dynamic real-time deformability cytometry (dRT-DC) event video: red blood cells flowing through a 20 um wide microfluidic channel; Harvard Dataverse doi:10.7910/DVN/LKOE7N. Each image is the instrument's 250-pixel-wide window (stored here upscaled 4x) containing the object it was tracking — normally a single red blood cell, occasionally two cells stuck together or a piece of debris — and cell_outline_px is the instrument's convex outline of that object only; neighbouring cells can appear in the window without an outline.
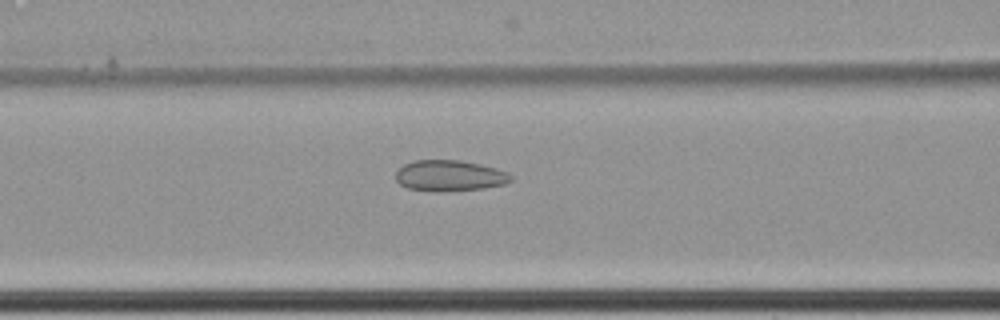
{"species": "common noctule bat (a hibernating species)", "species_latin": "Nyctalus noctula", "temperature_condition": "cold", "stored_images_in_passage": 33, "camera_frame_rate_fps": 3000, "um_per_image_px": 0.085, "animal": {"sex": "female", "body_mass_g": 22.7, "forearm_length_mm": 54.2}, "frame": {"image": 1, "passage_image": 28, "time_ms": 9.0, "image_size_px": [1000, 320], "cell_outline_px": [[512, 180], [504, 184], [484, 188], [436, 192], [408, 188], [400, 184], [396, 180], [396, 172], [404, 164], [412, 160], [460, 160], [480, 164], [496, 168], [508, 172], [512, 176]], "centroid_in_image_um": [38.21, 14.93], "position_along_channel_um": 128.4, "area_um2": 20.81}}
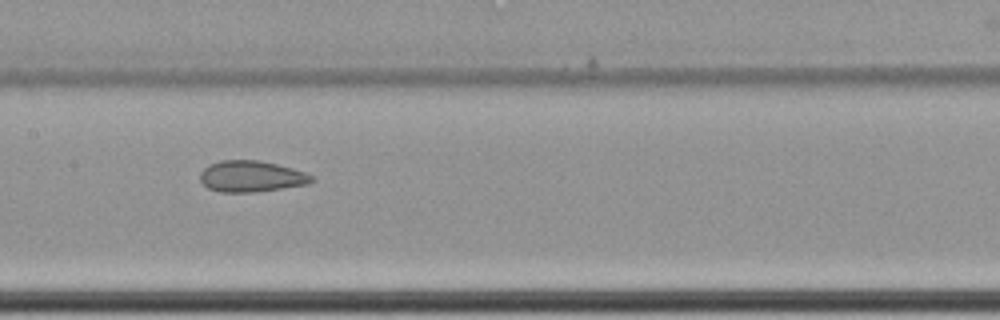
{"frame": {"image": 2, "passage_image": 33, "time_ms": 10.667, "image_size_px": [1000, 320], "cell_outline_px": [[316, 180], [308, 184], [252, 192], [220, 192], [208, 188], [200, 180], [200, 172], [208, 164], [220, 160], [260, 160], [292, 168], [304, 172], [312, 176]], "centroid_in_image_um": [21.33, 14.98], "position_along_channel_um": 186.1, "area_um2": 20.23}}